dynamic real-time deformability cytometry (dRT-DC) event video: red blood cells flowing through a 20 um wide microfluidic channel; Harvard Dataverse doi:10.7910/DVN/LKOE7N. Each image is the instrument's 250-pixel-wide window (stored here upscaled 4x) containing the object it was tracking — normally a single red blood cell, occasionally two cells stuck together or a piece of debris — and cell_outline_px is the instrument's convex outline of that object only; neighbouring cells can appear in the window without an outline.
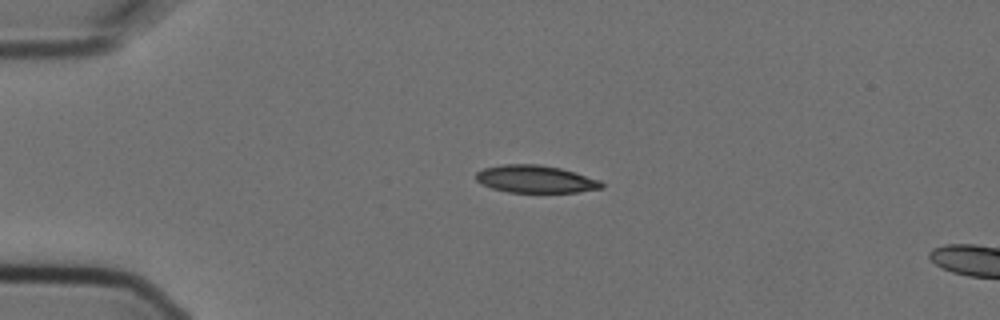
{"species": "Egyptian fruit bat (a non-hibernating species)", "species_latin": "Rousettus aegyptiacus", "temperature_condition": "cold", "stored_images_in_passage": 4, "camera_frame_rate_fps": 3000, "um_per_image_px": 0.085, "animal": {"sex": "female"}, "frame": {"image": 1, "passage_image": 3, "time_ms": 0.667, "image_size_px": [1000, 320], "cell_outline_px": [[604, 188], [576, 192], [508, 192], [492, 188], [480, 184], [476, 180], [476, 172], [484, 168], [500, 164], [536, 164], [560, 168], [600, 180], [604, 184]], "centroid_in_image_um": [45.49, 15.22], "position_along_channel_um": 39.5, "area_um2": 20.11}}